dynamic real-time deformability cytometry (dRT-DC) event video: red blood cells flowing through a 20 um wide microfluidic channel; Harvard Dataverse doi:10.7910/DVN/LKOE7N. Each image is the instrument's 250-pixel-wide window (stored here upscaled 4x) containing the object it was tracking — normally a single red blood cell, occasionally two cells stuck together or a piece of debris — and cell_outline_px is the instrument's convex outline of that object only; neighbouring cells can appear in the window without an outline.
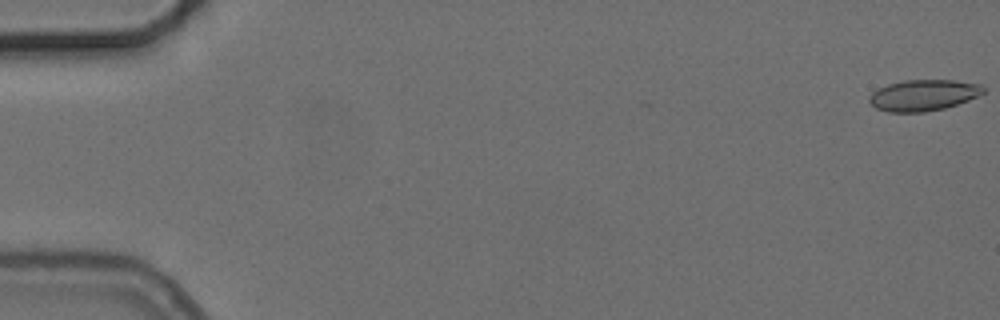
{"species": "common noctule bat (a hibernating species)", "species_latin": "Nyctalus noctula", "temperature_condition": "cold", "stored_images_in_passage": 9, "camera_frame_rate_fps": 3000, "um_per_image_px": 0.085, "animal": {"sex": "female", "body_mass_g": 24.6, "forearm_length_mm": 56.2}, "frame": {"image": 1, "passage_image": 1, "time_ms": 0.0, "image_size_px": [1000, 320], "cell_outline_px": [[984, 92], [968, 100], [944, 108], [924, 112], [888, 112], [876, 108], [868, 100], [868, 96], [872, 92], [888, 84], [904, 80], [952, 80], [980, 84], [984, 88]], "centroid_in_image_um": [78.45, 8.09], "position_along_channel_um": 6.5, "area_um2": 20.52}}